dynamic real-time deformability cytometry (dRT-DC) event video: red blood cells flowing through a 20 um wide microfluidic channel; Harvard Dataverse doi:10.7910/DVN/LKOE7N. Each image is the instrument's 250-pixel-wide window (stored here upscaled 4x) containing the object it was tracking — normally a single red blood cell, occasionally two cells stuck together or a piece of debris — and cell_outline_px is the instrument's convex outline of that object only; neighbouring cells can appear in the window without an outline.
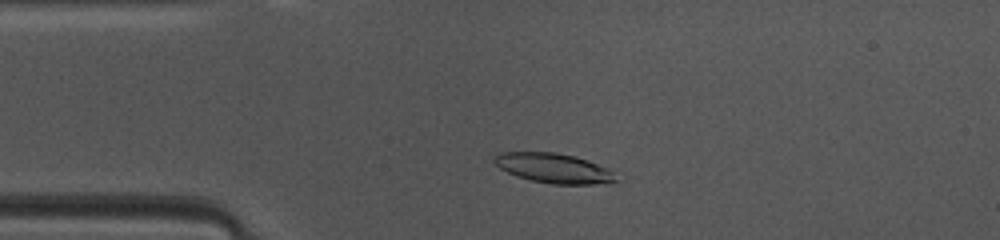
{"species": "common noctule bat (a hibernating species)", "species_latin": "Nyctalus noctula", "temperature_condition": "warm", "stored_images_in_passage": 46, "camera_frame_rate_fps": 3000, "um_per_image_px": 0.085, "animal": {"sex": "female", "body_mass_g": 10.0, "forearm_length_mm": 53.1}, "frame": {"image": 1, "passage_image": 9, "time_ms": 2.667, "image_size_px": [1000, 240], "cell_outline_px": [[616, 180], [612, 184], [552, 184], [532, 180], [516, 176], [500, 168], [492, 160], [500, 152], [556, 152], [576, 156], [588, 160], [608, 168], [612, 172]], "centroid_in_image_um": [47.09, 14.29], "position_along_channel_um": 37.9, "area_um2": 21.1}}
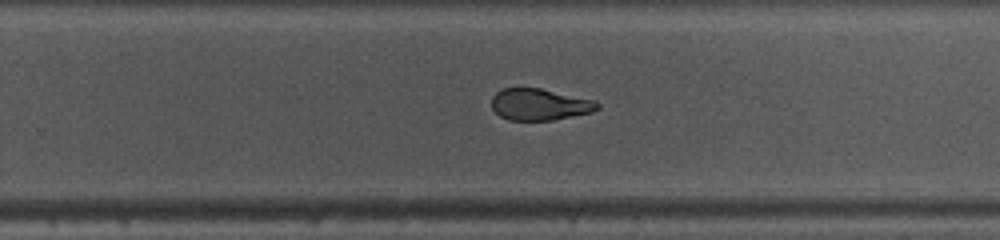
{"frame": {"image": 2, "passage_image": 28, "time_ms": 9.0, "image_size_px": [1000, 240], "cell_outline_px": [[600, 108], [592, 112], [552, 120], [508, 120], [500, 116], [492, 108], [492, 96], [496, 92], [504, 88], [540, 88], [596, 100], [600, 104]], "centroid_in_image_um": [45.88, 8.87], "position_along_channel_um": 283.9, "area_um2": 19.54}}
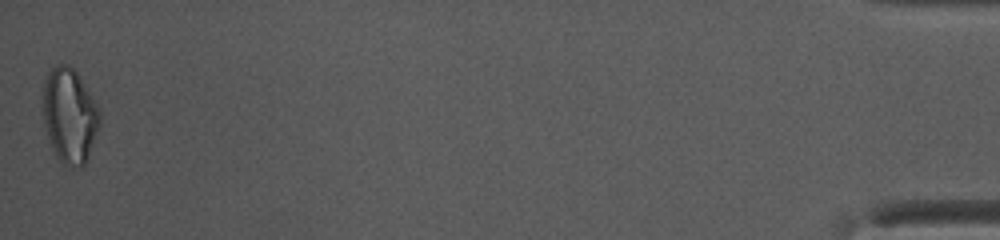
{"frame": {"image": 3, "passage_image": 46, "time_ms": 15.0, "image_size_px": [1000, 240], "cell_outline_px": [[100, 124], [88, 156], [84, 164], [80, 168], [64, 164], [56, 156], [52, 148], [44, 124], [44, 80], [48, 72], [52, 68], [60, 64], [68, 64], [76, 72], [84, 84], [96, 104], [100, 112]], "centroid_in_image_um": [5.92, 9.83], "position_along_channel_um": 429.3, "area_um2": 30.81}, "authors_computed_cell_mechanics": {"area_um2": 21.1259, "velocity_mm_per_s": 4.148, "shape_relaxation_time_tau1_ms": 6.2853, "shape_relaxation_time_tau2_ms": 1.7106, "deformation_change_tau1": 0.1898, "deformation_change_tau2": 0.0779}}